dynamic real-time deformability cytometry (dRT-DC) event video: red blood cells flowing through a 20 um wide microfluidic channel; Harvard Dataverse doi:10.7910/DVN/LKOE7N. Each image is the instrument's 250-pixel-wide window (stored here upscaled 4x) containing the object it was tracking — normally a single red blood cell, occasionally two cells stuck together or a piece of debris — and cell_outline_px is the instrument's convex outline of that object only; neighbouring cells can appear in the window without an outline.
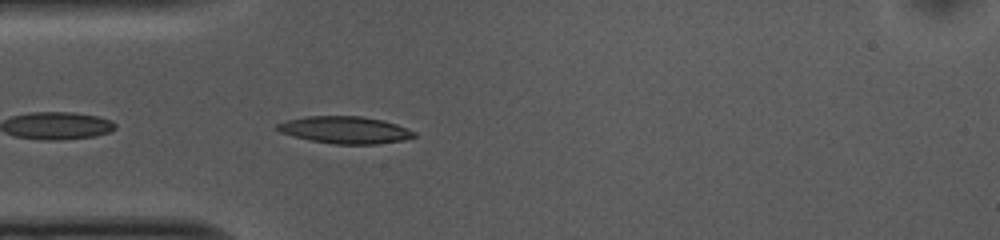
{"species": "common noctule bat (a hibernating species)", "species_latin": "Nyctalus noctula", "temperature_condition": "cold", "stored_images_in_passage": 14, "camera_frame_rate_fps": 3000, "um_per_image_px": 0.085, "animal": {"sex": "female", "body_mass_g": 10.0, "forearm_length_mm": 53.1}, "frame": {"image": 1, "passage_image": 3, "time_ms": 0.667, "image_size_px": [1000, 240], "cell_outline_px": [[416, 136], [404, 140], [380, 144], [332, 144], [308, 140], [292, 136], [280, 132], [276, 128], [276, 124], [288, 120], [304, 116], [360, 116], [384, 120], [408, 128], [416, 132]], "centroid_in_image_um": [29.34, 11.05], "position_along_channel_um": 55.7, "area_um2": 21.85}}
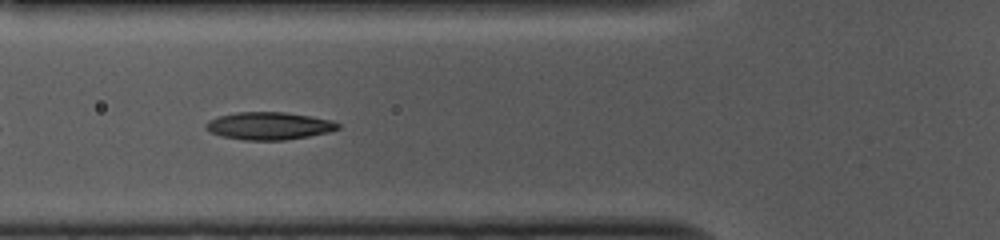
{"frame": {"image": 2, "passage_image": 7, "time_ms": 2.0, "image_size_px": [1000, 240], "cell_outline_px": [[340, 128], [328, 132], [308, 136], [284, 140], [244, 140], [220, 136], [208, 132], [204, 128], [204, 124], [208, 120], [220, 116], [236, 112], [284, 112], [312, 116], [332, 120], [340, 124]], "centroid_in_image_um": [22.83, 10.7], "position_along_channel_um": 103.0, "area_um2": 21.39}}